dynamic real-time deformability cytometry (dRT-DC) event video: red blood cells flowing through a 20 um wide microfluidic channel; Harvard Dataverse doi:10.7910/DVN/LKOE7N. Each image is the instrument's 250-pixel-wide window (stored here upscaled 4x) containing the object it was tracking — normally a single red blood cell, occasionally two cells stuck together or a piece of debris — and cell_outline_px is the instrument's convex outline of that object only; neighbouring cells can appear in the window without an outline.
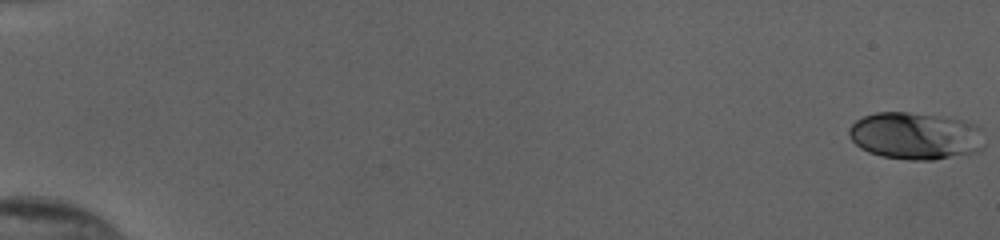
{"species": "human", "species_latin": "Homo sapiens", "temperature_condition": "cold", "stored_images_in_passage": 55, "camera_frame_rate_fps": 3000, "um_per_image_px": 0.085, "donor": {"sex": "female"}, "frame": {"image": 1, "passage_image": 1, "time_ms": 0.0, "image_size_px": [1000, 240], "cell_outline_px": [[984, 148], [976, 152], [932, 160], [908, 160], [880, 156], [868, 152], [860, 148], [848, 136], [848, 128], [856, 120], [864, 116], [876, 112], [908, 112], [936, 116], [960, 120], [976, 124], [980, 128]], "centroid_in_image_um": [77.78, 11.56], "position_along_channel_um": 7.2, "area_um2": 37.28}}
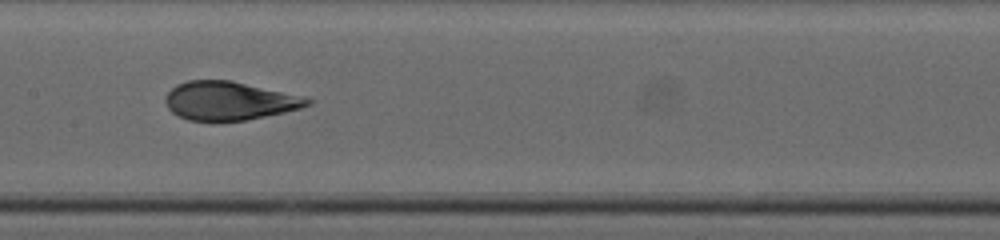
{"frame": {"image": 2, "passage_image": 30, "time_ms": 9.667, "image_size_px": [1000, 240], "cell_outline_px": [[316, 100], [312, 104], [300, 108], [284, 112], [244, 120], [188, 120], [172, 112], [168, 108], [164, 100], [164, 96], [176, 84], [188, 80], [232, 80], [308, 96]], "centroid_in_image_um": [19.55, 8.54], "position_along_channel_um": 187.9, "area_um2": 32.19}}
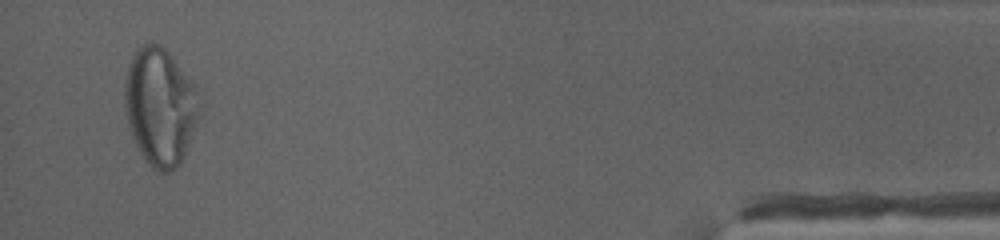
{"frame": {"image": 3, "passage_image": 53, "time_ms": 17.333, "image_size_px": [1000, 240], "cell_outline_px": [[196, 88], [192, 128], [184, 156], [176, 168], [168, 172], [160, 172], [152, 168], [140, 152], [132, 136], [128, 124], [124, 108], [124, 76], [128, 64], [136, 48], [144, 44], [160, 44], [172, 56]], "centroid_in_image_um": [13.49, 9.03], "position_along_channel_um": 421.7, "area_um2": 49.77}, "authors_computed_cell_mechanics": {"area_um2": 33.9286, "velocity_mm_per_s": 3.8744, "shape_relaxation_time_tau1_ms": 4.3716, "shape_relaxation_time_tau2_ms": 0.6673, "deformation_change_tau1": 0.1725, "deformation_change_tau2": 0.0593}}